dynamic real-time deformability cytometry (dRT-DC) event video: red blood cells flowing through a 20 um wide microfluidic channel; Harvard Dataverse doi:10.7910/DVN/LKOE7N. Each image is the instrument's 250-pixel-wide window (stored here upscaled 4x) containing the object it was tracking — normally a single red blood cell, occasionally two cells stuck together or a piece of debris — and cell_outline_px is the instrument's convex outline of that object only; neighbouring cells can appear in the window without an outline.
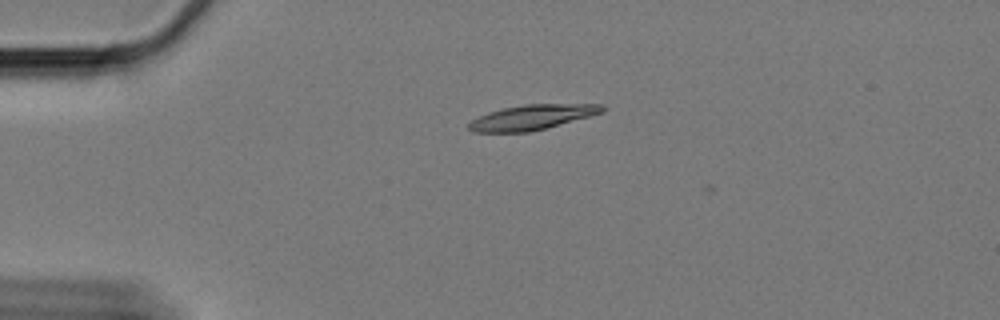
{"species": "Egyptian fruit bat (a non-hibernating species)", "species_latin": "Rousettus aegyptiacus", "temperature_condition": "cold", "stored_images_in_passage": 47, "camera_frame_rate_fps": 3000, "um_per_image_px": 0.085, "animal": {"sex": "female"}, "frame": {"image": 1, "passage_image": 2, "time_ms": 0.333, "image_size_px": [1000, 320], "cell_outline_px": [[604, 112], [544, 128], [528, 132], [472, 132], [468, 128], [468, 124], [472, 120], [488, 112], [504, 108], [524, 104], [604, 104]], "centroid_in_image_um": [45.2, 9.96], "position_along_channel_um": 39.8, "area_um2": 19.13}}
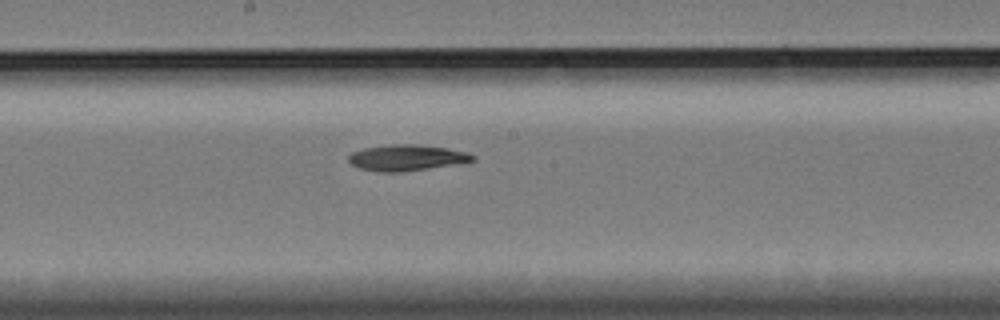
{"frame": {"image": 2, "passage_image": 21, "time_ms": 6.667, "image_size_px": [1000, 320], "cell_outline_px": [[476, 160], [468, 164], [404, 172], [376, 172], [360, 168], [352, 164], [348, 160], [348, 156], [352, 152], [364, 148], [392, 144], [416, 144], [444, 148], [468, 152], [476, 156]], "centroid_in_image_um": [34.67, 13.43], "position_along_channel_um": 213.5, "area_um2": 19.36}}
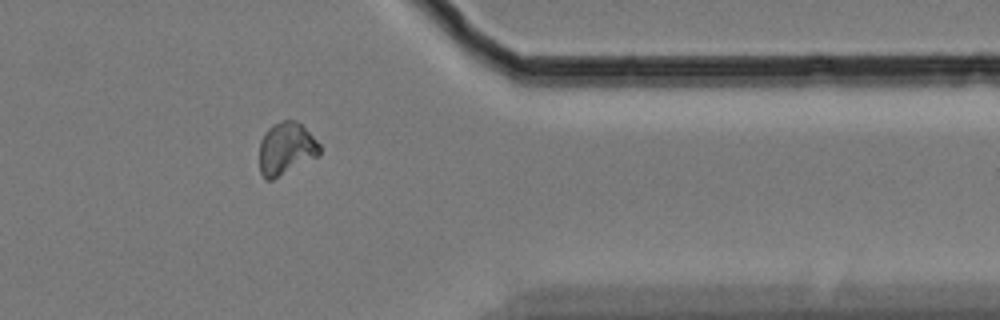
{"frame": {"image": 3, "passage_image": 38, "time_ms": 12.333, "image_size_px": [1000, 320], "cell_outline_px": [[320, 152], [316, 156], [272, 180], [264, 180], [260, 172], [260, 140], [264, 132], [272, 124], [280, 120], [296, 120], [320, 144]], "centroid_in_image_um": [24.27, 12.62], "position_along_channel_um": 387.1, "area_um2": 18.21}}